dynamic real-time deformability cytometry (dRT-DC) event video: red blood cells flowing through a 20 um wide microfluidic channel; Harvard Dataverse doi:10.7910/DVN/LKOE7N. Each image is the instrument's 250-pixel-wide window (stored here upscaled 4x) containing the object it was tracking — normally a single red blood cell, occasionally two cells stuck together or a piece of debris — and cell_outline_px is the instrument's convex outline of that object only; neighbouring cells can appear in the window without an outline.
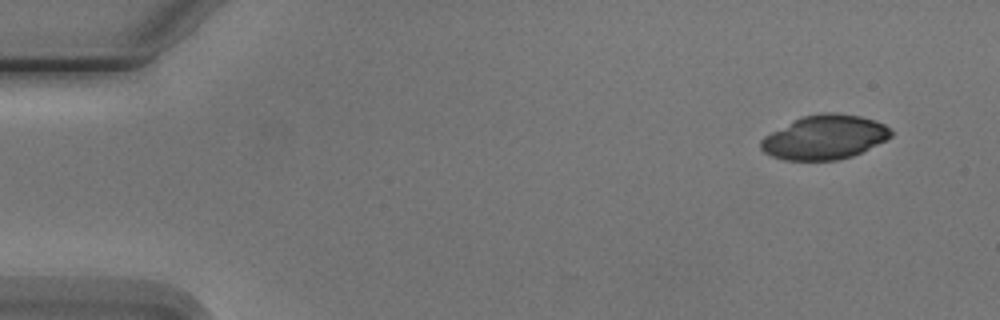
{"species": "Egyptian fruit bat (a non-hibernating species)", "species_latin": "Rousettus aegyptiacus", "temperature_condition": "cold", "stored_images_in_passage": 5, "camera_frame_rate_fps": 3000, "um_per_image_px": 0.085, "animal": {"sex": "male"}, "frame": {"image": 1, "passage_image": 1, "time_ms": 0.0, "image_size_px": [1000, 320], "cell_outline_px": [[892, 136], [852, 156], [836, 160], [784, 160], [772, 156], [764, 152], [760, 148], [760, 140], [764, 136], [804, 116], [824, 112], [832, 112], [860, 116], [876, 120], [884, 124], [892, 132]], "centroid_in_image_um": [70.08, 11.67], "position_along_channel_um": 14.9, "area_um2": 33.0}}